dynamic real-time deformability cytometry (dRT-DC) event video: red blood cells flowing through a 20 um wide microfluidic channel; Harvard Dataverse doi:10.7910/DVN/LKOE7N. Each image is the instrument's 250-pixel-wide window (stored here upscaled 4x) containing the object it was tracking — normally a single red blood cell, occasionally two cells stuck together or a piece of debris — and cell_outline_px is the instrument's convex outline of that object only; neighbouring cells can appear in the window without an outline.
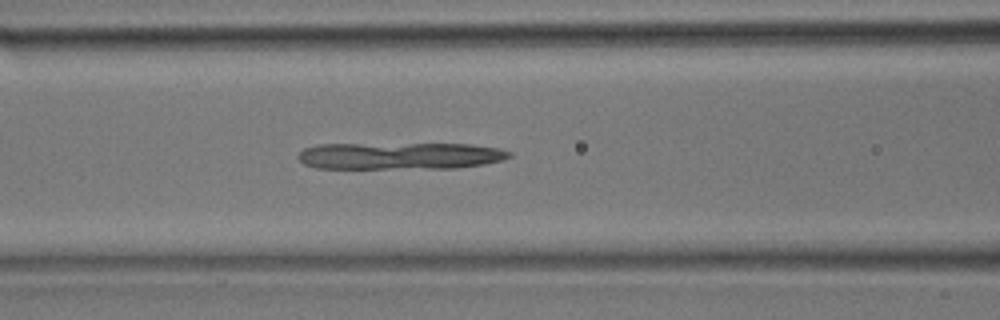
{"species": "common noctule bat (a hibernating species)", "species_latin": "Nyctalus noctula", "temperature_condition": "room temperature", "stored_images_in_passage": 36, "camera_frame_rate_fps": 3000, "um_per_image_px": 0.085, "animal": {"sex": "male", "body_mass_g": 17.9}, "frame": {"image": 1, "passage_image": 15, "time_ms": 4.667, "image_size_px": [1000, 320], "cell_outline_px": [[512, 156], [504, 160], [484, 164], [456, 168], [316, 168], [304, 164], [296, 156], [304, 148], [316, 144], [472, 144], [500, 148], [512, 152]], "centroid_in_image_um": [34.02, 13.24], "position_along_channel_um": 132.6, "area_um2": 33.41}}
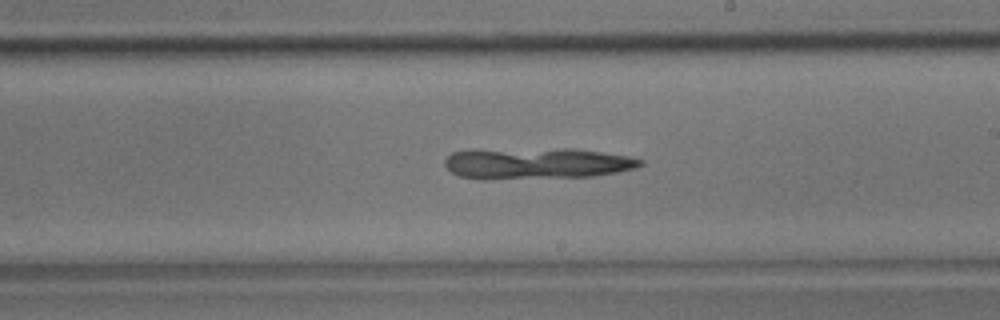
{"frame": {"image": 2, "passage_image": 21, "time_ms": 6.667, "image_size_px": [1000, 320], "cell_outline_px": [[644, 164], [636, 168], [616, 172], [592, 176], [460, 176], [452, 172], [444, 164], [444, 160], [452, 152], [560, 148], [572, 148], [628, 156], [644, 160]], "centroid_in_image_um": [45.79, 13.84], "position_along_channel_um": 243.2, "area_um2": 33.29}}
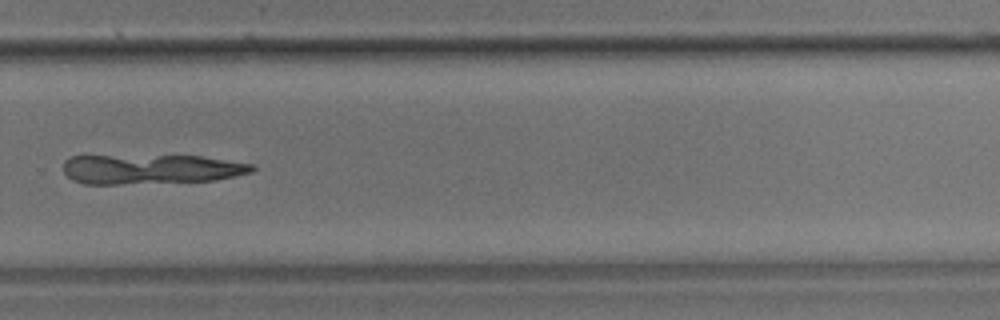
{"frame": {"image": 3, "passage_image": 25, "time_ms": 8.0, "image_size_px": [1000, 320], "cell_outline_px": [[256, 168], [252, 172], [212, 180], [120, 184], [84, 184], [72, 180], [64, 172], [64, 160], [72, 156], [200, 156], [256, 164]], "centroid_in_image_um": [12.82, 14.37], "position_along_channel_um": 317.0, "area_um2": 32.43}}